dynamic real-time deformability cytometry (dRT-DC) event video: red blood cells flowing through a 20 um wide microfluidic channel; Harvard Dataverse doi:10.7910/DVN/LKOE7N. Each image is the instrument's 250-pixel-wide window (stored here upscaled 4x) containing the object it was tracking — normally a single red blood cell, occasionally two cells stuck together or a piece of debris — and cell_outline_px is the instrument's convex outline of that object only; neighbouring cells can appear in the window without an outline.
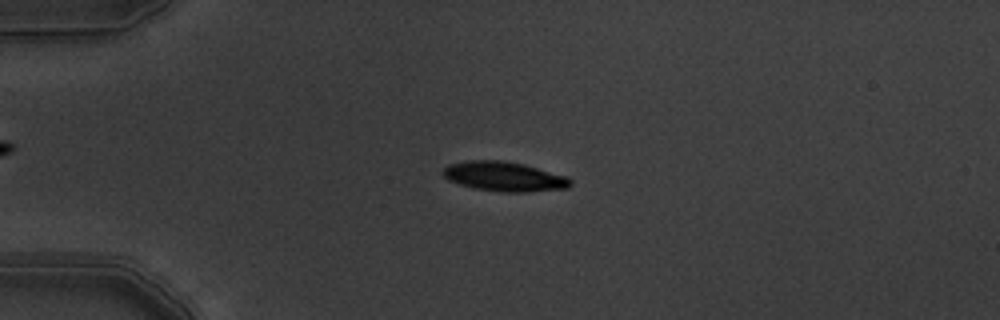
{"species": "common noctule bat (a hibernating species)", "species_latin": "Nyctalus noctula", "temperature_condition": "warm", "stored_images_in_passage": 6, "camera_frame_rate_fps": 3000, "um_per_image_px": 0.085, "animal": {"sex": "male", "body_mass_g": 19.5, "forearm_length_mm": 54.6}, "frame": {"image": 1, "passage_image": 4, "time_ms": 1.0, "image_size_px": [1000, 320], "cell_outline_px": [[572, 184], [568, 188], [528, 192], [504, 192], [472, 188], [448, 180], [440, 172], [448, 164], [468, 160], [504, 160], [524, 164], [568, 176], [572, 180]], "centroid_in_image_um": [42.86, 15.0], "position_along_channel_um": 42.1, "area_um2": 22.25}}
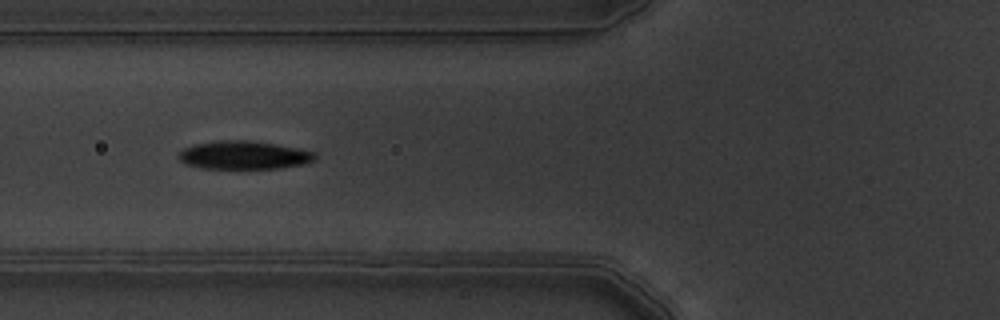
{"frame": {"image": 2, "passage_image": 6, "time_ms": 1.667, "image_size_px": [1000, 320], "cell_outline_px": [[316, 160], [304, 164], [280, 168], [204, 168], [188, 164], [180, 160], [176, 156], [184, 148], [196, 144], [216, 140], [248, 140], [276, 144], [300, 148], [316, 152]], "centroid_in_image_um": [20.78, 13.17], "position_along_channel_um": 105.0, "area_um2": 22.48}}